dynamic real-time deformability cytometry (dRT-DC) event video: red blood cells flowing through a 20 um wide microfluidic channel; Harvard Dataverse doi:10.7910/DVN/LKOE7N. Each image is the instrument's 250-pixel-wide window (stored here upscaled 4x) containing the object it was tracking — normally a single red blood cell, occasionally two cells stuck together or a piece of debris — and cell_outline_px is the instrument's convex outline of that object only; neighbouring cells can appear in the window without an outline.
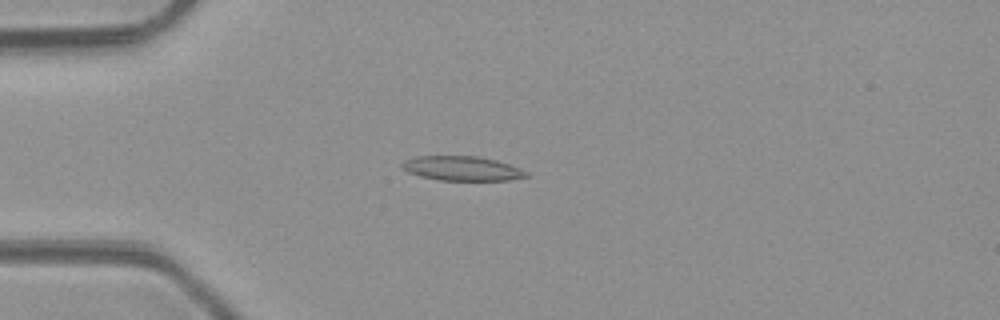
{"species": "common noctule bat (a hibernating species)", "species_latin": "Nyctalus noctula", "temperature_condition": "room temperature", "stored_images_in_passage": 5, "camera_frame_rate_fps": 3000, "um_per_image_px": 0.085, "animal": {"sex": "male", "body_mass_g": 23.1, "forearm_length_mm": 52.7}, "frame": {"image": 1, "passage_image": 4, "time_ms": 3.667, "image_size_px": [1000, 320], "cell_outline_px": [[528, 176], [508, 180], [440, 180], [420, 176], [408, 172], [400, 164], [404, 160], [416, 156], [476, 156], [496, 160], [520, 168], [528, 172]], "centroid_in_image_um": [39.26, 14.31], "position_along_channel_um": 45.7, "area_um2": 17.57}}